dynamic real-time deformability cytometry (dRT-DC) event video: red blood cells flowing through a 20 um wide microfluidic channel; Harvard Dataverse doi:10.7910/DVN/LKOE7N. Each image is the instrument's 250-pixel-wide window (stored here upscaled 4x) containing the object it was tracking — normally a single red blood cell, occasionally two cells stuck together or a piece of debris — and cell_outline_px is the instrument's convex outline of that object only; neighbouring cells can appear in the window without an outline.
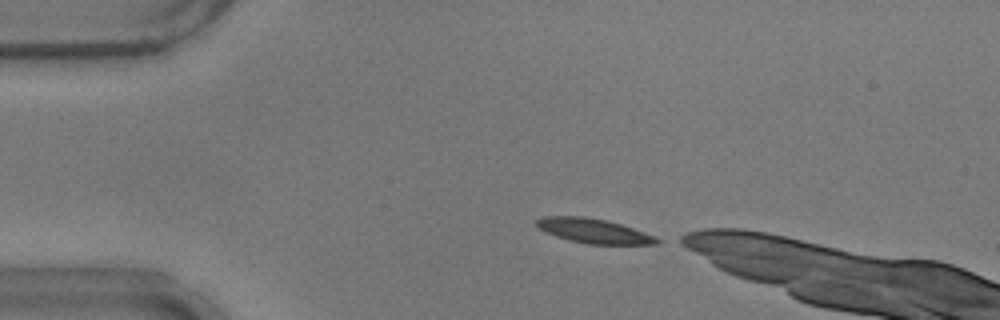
{"species": "common noctule bat (a hibernating species)", "species_latin": "Nyctalus noctula", "temperature_condition": "warm", "stored_images_in_passage": 6, "camera_frame_rate_fps": 3000, "um_per_image_px": 0.085, "animal": {"sex": "male", "body_mass_g": 17.9}, "frame": {"image": 1, "passage_image": 1, "time_ms": 0.0, "image_size_px": [1000, 320], "cell_outline_px": [[664, 240], [656, 244], [588, 244], [568, 240], [556, 236], [540, 228], [536, 224], [536, 220], [544, 216], [584, 216], [604, 220], [620, 224], [644, 232]], "centroid_in_image_um": [50.49, 19.63], "position_along_channel_um": 34.5, "area_um2": 16.99}}